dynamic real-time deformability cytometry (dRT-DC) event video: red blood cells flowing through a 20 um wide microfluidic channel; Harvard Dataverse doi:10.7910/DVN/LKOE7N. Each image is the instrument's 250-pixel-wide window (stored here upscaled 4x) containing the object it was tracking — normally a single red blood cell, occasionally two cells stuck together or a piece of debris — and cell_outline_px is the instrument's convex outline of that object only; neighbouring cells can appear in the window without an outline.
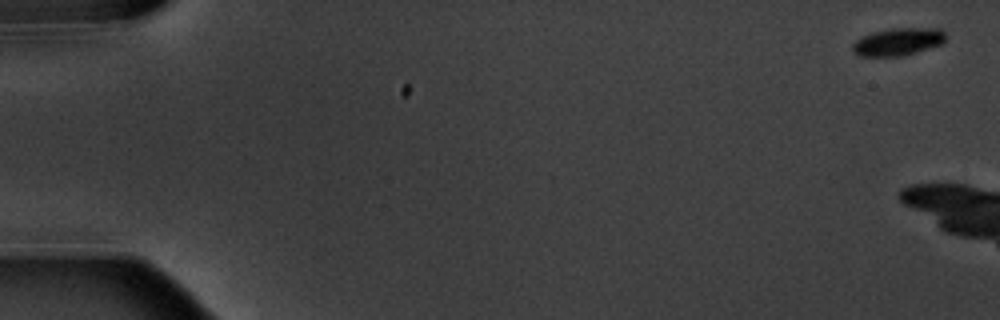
{"species": "common noctule bat (a hibernating species)", "species_latin": "Nyctalus noctula", "temperature_condition": "warm", "stored_images_in_passage": 3, "camera_frame_rate_fps": 3000, "um_per_image_px": 0.085, "animal": {"sex": "male", "body_mass_g": 20.1, "forearm_length_mm": 53.5}, "frame": {"image": 1, "passage_image": 1, "time_ms": 0.0, "image_size_px": [1000, 320], "cell_outline_px": [[944, 40], [940, 44], [916, 52], [900, 56], [860, 56], [852, 52], [852, 44], [860, 36], [872, 32], [892, 28], [940, 28], [944, 32]], "centroid_in_image_um": [76.27, 3.54], "position_along_channel_um": 8.7, "area_um2": 14.91}}